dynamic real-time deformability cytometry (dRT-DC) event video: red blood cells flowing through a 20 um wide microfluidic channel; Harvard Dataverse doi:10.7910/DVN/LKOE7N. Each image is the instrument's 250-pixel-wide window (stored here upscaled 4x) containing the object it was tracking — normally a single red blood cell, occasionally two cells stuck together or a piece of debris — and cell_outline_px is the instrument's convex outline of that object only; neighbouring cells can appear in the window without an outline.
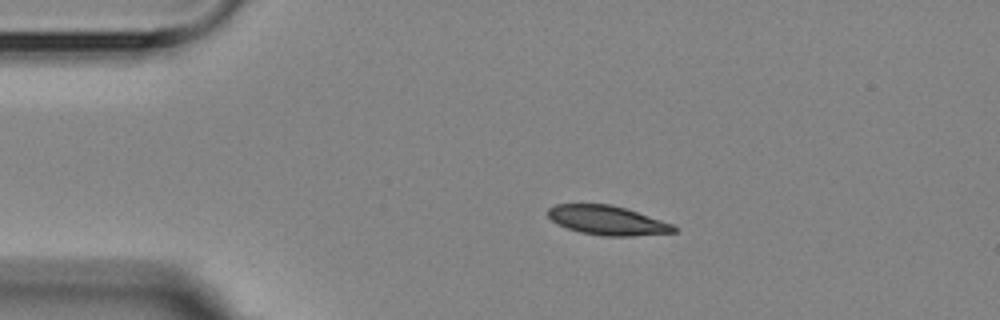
{"species": "Egyptian fruit bat (a non-hibernating species)", "species_latin": "Rousettus aegyptiacus", "temperature_condition": "room temperature", "stored_images_in_passage": 9, "camera_frame_rate_fps": 3000, "um_per_image_px": 0.085, "animal": {"sex": "female"}, "frame": {"image": 1, "passage_image": 2, "time_ms": 1.0, "image_size_px": [1000, 320], "cell_outline_px": [[676, 232], [632, 236], [604, 236], [580, 232], [556, 224], [548, 216], [548, 208], [556, 204], [612, 204], [672, 224], [676, 228]], "centroid_in_image_um": [51.58, 18.73], "position_along_channel_um": 33.4, "area_um2": 21.21}}
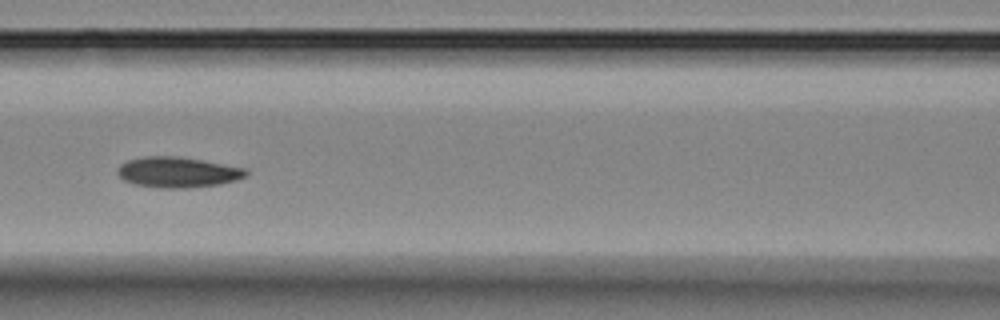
{"frame": {"image": 2, "passage_image": 6, "time_ms": 5.333, "image_size_px": [1000, 320], "cell_outline_px": [[248, 176], [236, 180], [220, 184], [188, 188], [160, 188], [136, 184], [124, 180], [116, 172], [116, 168], [120, 164], [128, 160], [144, 156], [176, 156], [248, 168]], "centroid_in_image_um": [15.12, 14.64], "position_along_channel_um": 151.5, "area_um2": 22.95}}
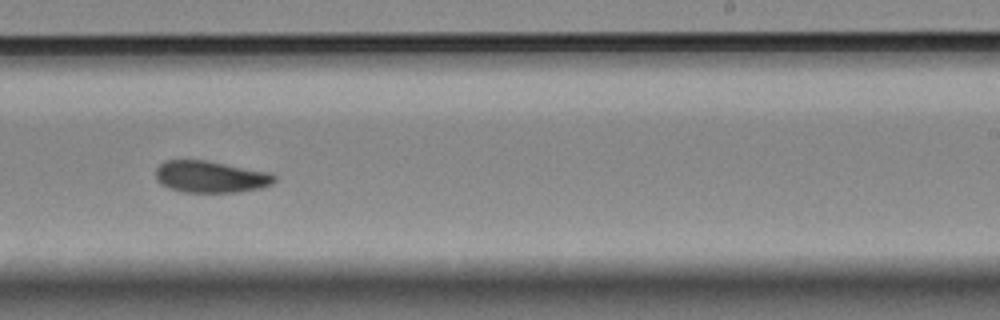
{"frame": {"image": 3, "passage_image": 9, "time_ms": 8.667, "image_size_px": [1000, 320], "cell_outline_px": [[276, 180], [272, 184], [260, 188], [236, 192], [184, 192], [168, 188], [160, 184], [156, 180], [156, 168], [164, 160], [204, 160], [272, 172], [276, 176]], "centroid_in_image_um": [17.9, 15.02], "position_along_channel_um": 271.1, "area_um2": 22.14}}